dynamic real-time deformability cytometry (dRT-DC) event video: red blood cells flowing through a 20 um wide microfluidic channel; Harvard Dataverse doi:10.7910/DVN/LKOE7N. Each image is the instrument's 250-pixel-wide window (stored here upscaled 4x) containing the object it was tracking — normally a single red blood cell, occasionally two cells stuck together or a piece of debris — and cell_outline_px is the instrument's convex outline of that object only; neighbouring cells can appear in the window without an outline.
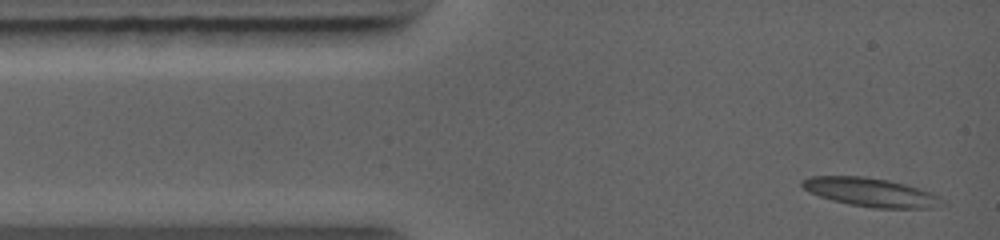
{"species": "common noctule bat (a hibernating species)", "species_latin": "Nyctalus noctula", "temperature_condition": "warm", "stored_images_in_passage": 60, "camera_frame_rate_fps": 5000, "um_per_image_px": 0.085, "animal": {"sex": "female", "body_mass_g": 19.0, "forearm_length_mm": 56.7}, "frame": {"image": 1, "passage_image": 1, "time_ms": 0.0, "image_size_px": [1000, 240], "cell_outline_px": [[948, 204], [932, 208], [872, 208], [848, 204], [832, 200], [808, 192], [800, 184], [800, 180], [808, 176], [864, 176], [888, 180], [904, 184], [932, 192], [944, 200]], "centroid_in_image_um": [74.02, 16.35], "position_along_channel_um": 11.0, "area_um2": 23.64}}
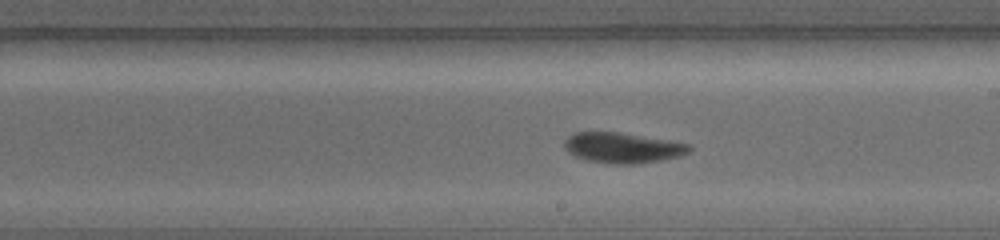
{"frame": {"image": 2, "passage_image": 36, "time_ms": 6.0, "image_size_px": [1000, 240], "cell_outline_px": [[692, 148], [688, 152], [680, 156], [660, 160], [636, 164], [616, 164], [588, 160], [572, 156], [564, 148], [564, 140], [568, 136], [576, 132], [620, 132], [692, 144]], "centroid_in_image_um": [52.91, 12.56], "position_along_channel_um": 236.1, "area_um2": 22.2}}
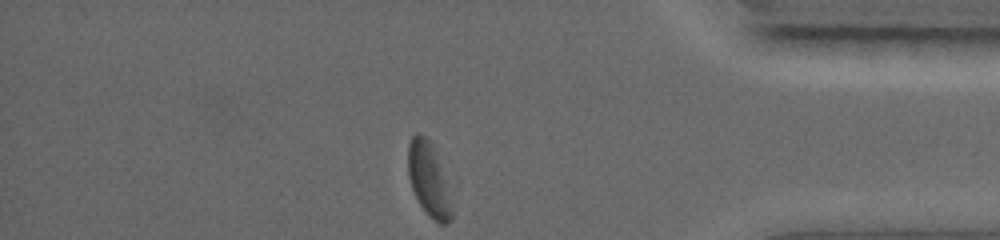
{"frame": {"image": 3, "passage_image": 60, "time_ms": 10.0, "image_size_px": [1000, 240], "cell_outline_px": [[452, 220], [448, 224], [440, 224], [420, 204], [412, 188], [408, 176], [408, 144], [412, 136], [416, 132], [420, 132], [432, 144], [452, 212]], "centroid_in_image_um": [36.36, 15.22], "position_along_channel_um": 398.8, "area_um2": 17.46}}